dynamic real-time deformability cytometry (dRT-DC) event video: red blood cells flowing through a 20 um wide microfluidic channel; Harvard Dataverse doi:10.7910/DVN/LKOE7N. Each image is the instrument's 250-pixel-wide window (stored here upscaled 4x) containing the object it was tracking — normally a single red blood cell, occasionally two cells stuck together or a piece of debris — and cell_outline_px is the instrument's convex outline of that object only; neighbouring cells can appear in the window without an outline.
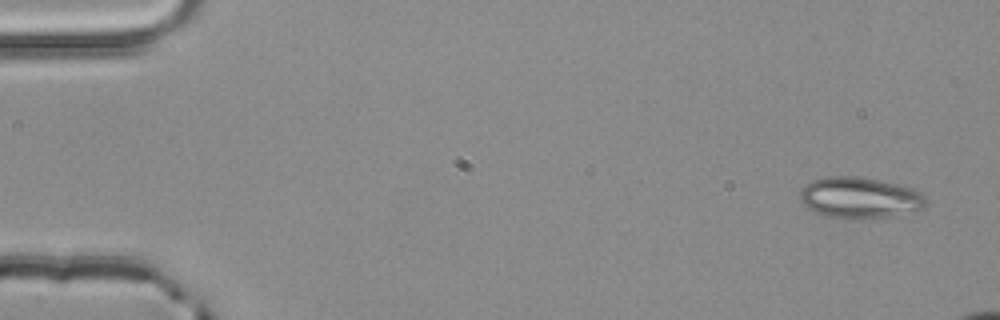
{"species": "common noctule bat (a hibernating species)", "species_latin": "Nyctalus noctula", "temperature_condition": "room temperature", "stored_images_in_passage": 4, "camera_frame_rate_fps": 3000, "um_per_image_px": 0.085, "animal": {"sex": "male", "body_mass_g": 20.4}, "frame": {"image": 1, "passage_image": 1, "time_ms": 0.0, "image_size_px": [1000, 320], "cell_outline_px": [[928, 204], [924, 208], [892, 216], [848, 220], [824, 216], [812, 212], [800, 200], [800, 192], [804, 184], [812, 180], [828, 176], [856, 176], [880, 180], [912, 188], [920, 192], [924, 196]], "centroid_in_image_um": [73.04, 16.82], "position_along_channel_um": 12.0, "area_um2": 30.58}}